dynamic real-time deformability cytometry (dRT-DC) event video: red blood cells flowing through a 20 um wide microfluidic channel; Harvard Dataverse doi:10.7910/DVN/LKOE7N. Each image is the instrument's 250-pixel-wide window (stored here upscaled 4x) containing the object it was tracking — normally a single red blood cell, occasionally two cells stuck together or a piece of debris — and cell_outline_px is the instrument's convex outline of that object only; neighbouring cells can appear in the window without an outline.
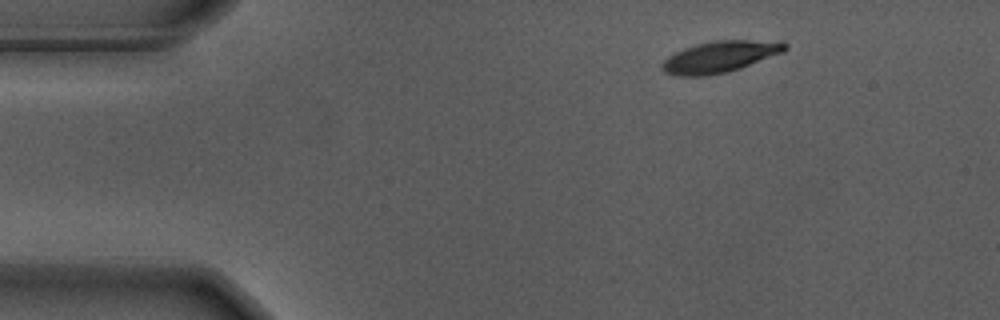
{"species": "Egyptian fruit bat (a non-hibernating species)", "species_latin": "Rousettus aegyptiacus", "temperature_condition": "warm", "stored_images_in_passage": 49, "camera_frame_rate_fps": 3000, "um_per_image_px": 0.085, "animal": {"sex": "male"}, "frame": {"image": 1, "passage_image": 1, "time_ms": 0.0, "image_size_px": [1000, 320], "cell_outline_px": [[788, 48], [780, 52], [740, 68], [724, 72], [704, 76], [676, 76], [664, 72], [660, 68], [660, 64], [668, 56], [684, 48], [696, 44], [712, 40], [780, 40], [788, 44]], "centroid_in_image_um": [61.15, 4.81], "position_along_channel_um": 23.8, "area_um2": 22.43}}
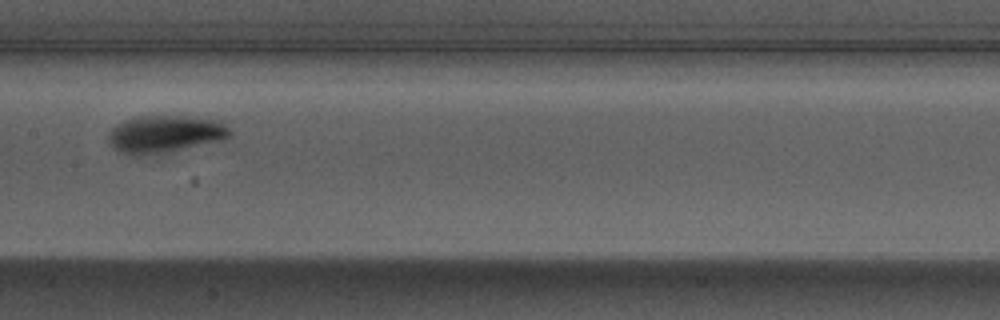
{"frame": {"image": 2, "passage_image": 21, "time_ms": 6.667, "image_size_px": [1000, 320], "cell_outline_px": [[232, 132], [224, 140], [160, 152], [136, 156], [120, 152], [108, 140], [108, 132], [112, 128], [124, 120], [136, 116], [184, 116], [216, 120], [224, 124]], "centroid_in_image_um": [13.99, 11.37], "position_along_channel_um": 193.4, "area_um2": 25.84}}
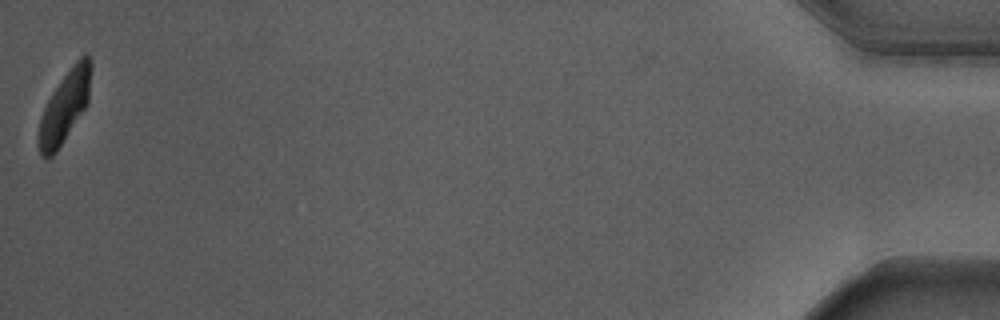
{"frame": {"image": 3, "passage_image": 49, "time_ms": 16.0, "image_size_px": [1000, 320], "cell_outline_px": [[92, 68], [88, 104], [56, 152], [52, 156], [44, 160], [40, 156], [40, 120], [44, 108], [52, 92], [60, 80], [76, 60], [80, 56], [88, 52], [92, 60]], "centroid_in_image_um": [5.55, 9.0], "position_along_channel_um": 429.6, "area_um2": 21.68}, "authors_computed_cell_mechanics": {"area_um2": 23.987, "velocity_mm_per_s": 3.6392, "shape_relaxation_time_tau1_ms": 1.9686, "shape_relaxation_time_tau2_ms": null, "deformation_change_tau1": 0.1657, "deformation_change_tau2": null}}